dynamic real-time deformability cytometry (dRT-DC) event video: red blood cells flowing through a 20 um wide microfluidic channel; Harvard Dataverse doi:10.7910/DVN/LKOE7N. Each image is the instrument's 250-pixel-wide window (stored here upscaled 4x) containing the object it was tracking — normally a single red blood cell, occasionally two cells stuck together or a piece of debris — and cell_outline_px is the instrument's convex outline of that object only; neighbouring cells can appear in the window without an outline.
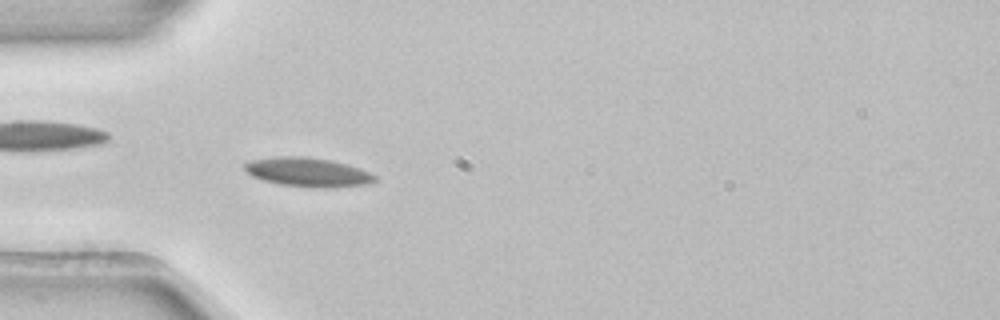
{"species": "common noctule bat (a hibernating species)", "species_latin": "Nyctalus noctula", "temperature_condition": "room temperature", "stored_images_in_passage": 3, "camera_frame_rate_fps": 3000, "um_per_image_px": 0.085, "animal": {"sex": "female", "body_mass_g": 22.7, "forearm_length_mm": 54.2}, "frame": {"image": 1, "passage_image": 3, "time_ms": 0.667, "image_size_px": [1000, 320], "cell_outline_px": [[376, 180], [368, 184], [332, 188], [312, 188], [280, 184], [264, 180], [252, 176], [244, 168], [244, 164], [248, 160], [276, 156], [308, 156], [332, 160], [360, 168], [376, 176]], "centroid_in_image_um": [26.16, 14.63], "position_along_channel_um": 58.8, "area_um2": 22.31}}